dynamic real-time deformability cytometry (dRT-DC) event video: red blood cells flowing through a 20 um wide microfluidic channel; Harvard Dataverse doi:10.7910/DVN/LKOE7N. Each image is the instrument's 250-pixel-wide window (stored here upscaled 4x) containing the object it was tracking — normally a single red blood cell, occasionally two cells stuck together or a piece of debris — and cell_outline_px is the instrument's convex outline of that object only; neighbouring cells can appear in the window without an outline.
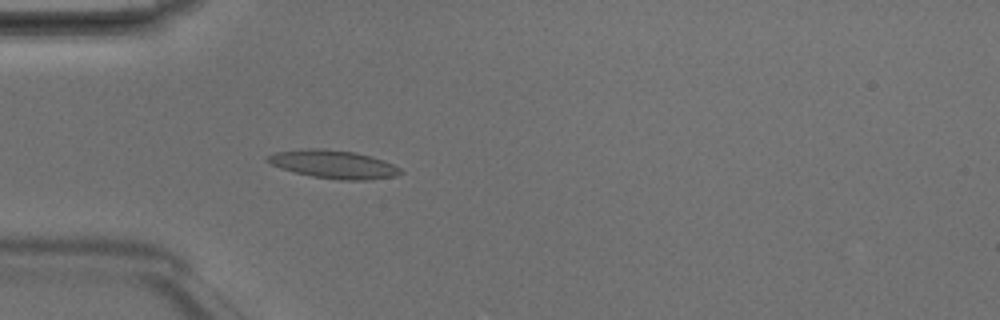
{"species": "Egyptian fruit bat (a non-hibernating species)", "species_latin": "Rousettus aegyptiacus", "temperature_condition": "room temperature", "stored_images_in_passage": 4, "camera_frame_rate_fps": 3000, "um_per_image_px": 0.085, "animal": {"sex": "male"}, "frame": {"image": 1, "passage_image": 4, "time_ms": 1.0, "image_size_px": [1000, 320], "cell_outline_px": [[404, 172], [396, 176], [368, 180], [340, 180], [312, 176], [280, 168], [264, 160], [264, 156], [276, 152], [308, 148], [324, 148], [356, 152], [384, 160], [400, 168]], "centroid_in_image_um": [28.34, 13.96], "position_along_channel_um": 56.7, "area_um2": 21.96}}